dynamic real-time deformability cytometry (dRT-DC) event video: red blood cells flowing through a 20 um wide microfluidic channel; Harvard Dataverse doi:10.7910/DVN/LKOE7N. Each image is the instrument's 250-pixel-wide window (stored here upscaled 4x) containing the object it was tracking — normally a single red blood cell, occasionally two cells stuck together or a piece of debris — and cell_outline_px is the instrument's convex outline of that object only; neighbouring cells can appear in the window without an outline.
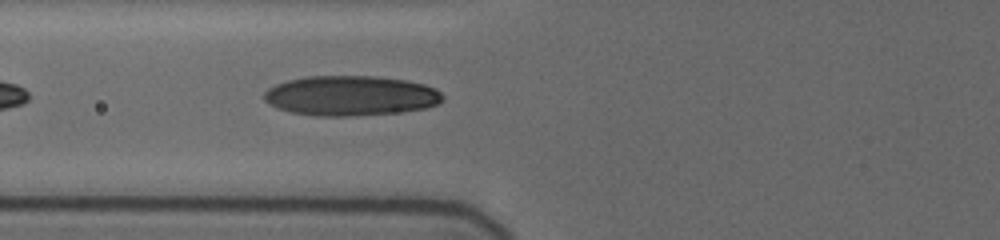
{"species": "human", "species_latin": "Homo sapiens", "temperature_condition": "cold", "stored_images_in_passage": 3, "camera_frame_rate_fps": 3000, "um_per_image_px": 0.085, "donor": {"sex": "female"}, "frame": {"image": 1, "passage_image": 3, "time_ms": 2.0, "image_size_px": [1000, 240], "cell_outline_px": [[444, 100], [428, 108], [400, 112], [352, 116], [316, 116], [292, 112], [280, 108], [264, 100], [264, 92], [268, 88], [276, 84], [288, 80], [308, 76], [372, 76], [404, 80], [424, 84], [436, 88], [444, 96]], "centroid_in_image_um": [29.84, 8.14], "position_along_channel_um": 96.0, "area_um2": 41.56}}